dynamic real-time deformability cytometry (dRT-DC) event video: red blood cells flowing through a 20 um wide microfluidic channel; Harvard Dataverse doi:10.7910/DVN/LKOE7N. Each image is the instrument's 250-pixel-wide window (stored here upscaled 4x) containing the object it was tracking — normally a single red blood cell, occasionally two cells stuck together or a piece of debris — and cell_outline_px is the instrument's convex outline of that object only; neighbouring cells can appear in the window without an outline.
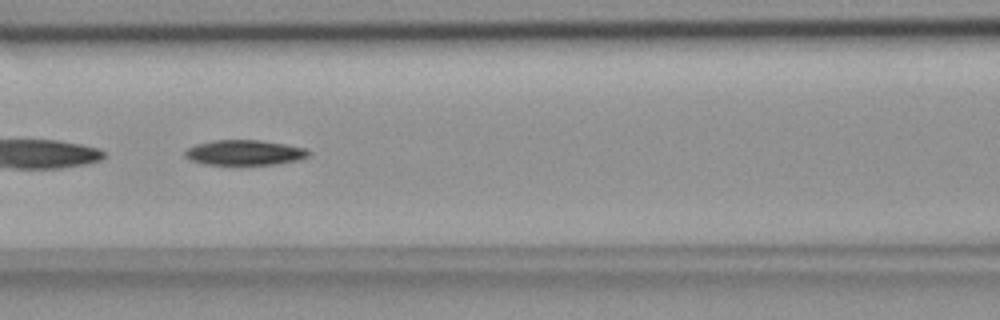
{"species": "common noctule bat (a hibernating species)", "species_latin": "Nyctalus noctula", "temperature_condition": "room temperature", "stored_images_in_passage": 37, "camera_frame_rate_fps": 3000, "um_per_image_px": 0.085, "animal": {"sex": "female", "body_mass_g": 18.4}, "frame": {"image": 1, "passage_image": 7, "time_ms": 2.0, "image_size_px": [1000, 320], "cell_outline_px": [[312, 152], [308, 156], [300, 160], [276, 164], [204, 164], [192, 160], [184, 156], [184, 152], [188, 148], [196, 144], [212, 140], [260, 140], [284, 144], [304, 148]], "centroid_in_image_um": [20.8, 12.96], "position_along_channel_um": 145.8, "area_um2": 18.03}}
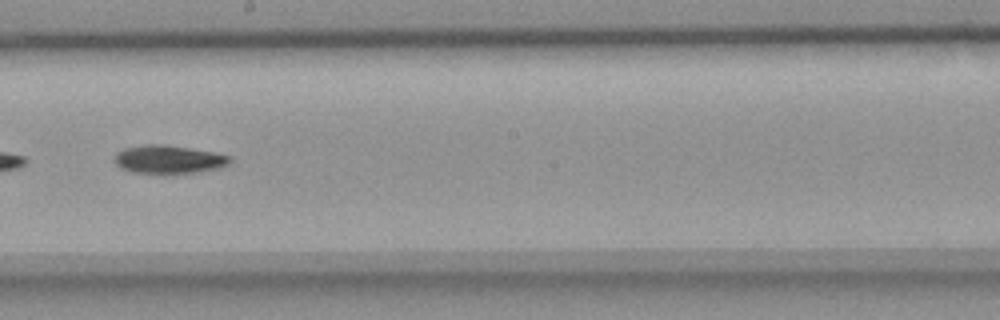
{"frame": {"image": 2, "passage_image": 14, "time_ms": 4.333, "image_size_px": [1000, 320], "cell_outline_px": [[232, 160], [228, 164], [220, 168], [196, 172], [164, 176], [132, 172], [120, 168], [112, 160], [116, 152], [124, 148], [148, 144], [160, 144], [216, 152], [232, 156]], "centroid_in_image_um": [14.31, 13.59], "position_along_channel_um": 233.9, "area_um2": 19.77}}
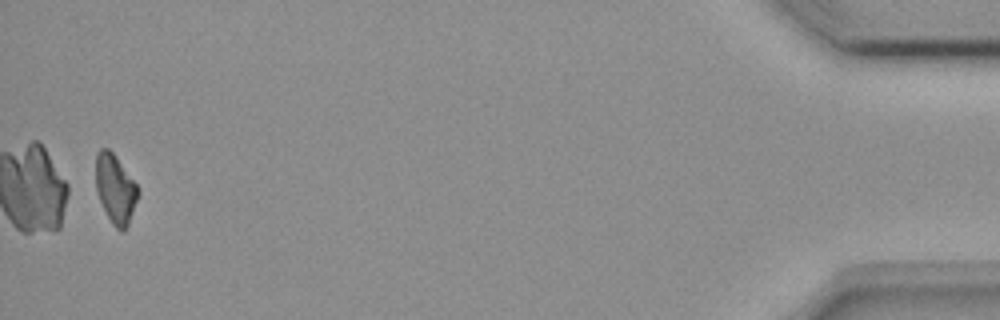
{"frame": {"image": 3, "passage_image": 36, "time_ms": 11.667, "image_size_px": [1000, 320], "cell_outline_px": [[140, 192], [128, 224], [124, 232], [120, 232], [112, 224], [100, 200], [96, 188], [96, 152], [100, 148], [108, 148], [112, 152], [136, 184]], "centroid_in_image_um": [9.8, 16.06], "position_along_channel_um": 425.4, "area_um2": 16.7}, "authors_computed_cell_mechanics": {"area_um2": 18.207, "velocity_mm_per_s": 3.7939, "shape_relaxation_time_tau1_ms": 6.8124, "shape_relaxation_time_tau2_ms": null, "deformation_change_tau1": 0.1618, "deformation_change_tau2": null}}